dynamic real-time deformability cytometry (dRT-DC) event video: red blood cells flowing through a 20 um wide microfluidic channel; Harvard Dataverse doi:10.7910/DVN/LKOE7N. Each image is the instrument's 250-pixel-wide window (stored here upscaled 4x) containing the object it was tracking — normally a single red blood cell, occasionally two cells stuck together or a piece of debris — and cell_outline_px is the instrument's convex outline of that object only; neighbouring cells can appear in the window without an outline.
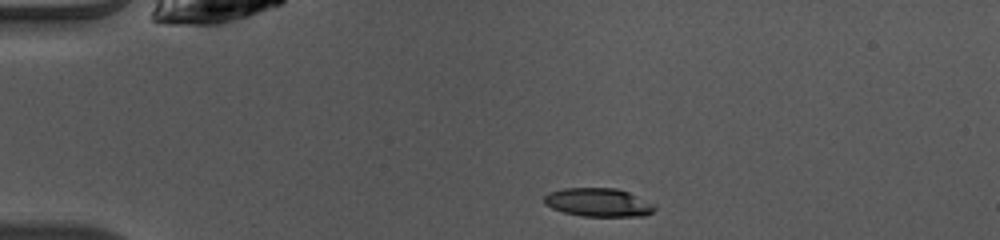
{"species": "common noctule bat (a hibernating species)", "species_latin": "Nyctalus noctula", "temperature_condition": "warm", "stored_images_in_passage": 39, "camera_frame_rate_fps": 3000, "um_per_image_px": 0.085, "animal": {"sex": "female", "body_mass_g": 10.0, "forearm_length_mm": 53.1}, "frame": {"image": 1, "passage_image": 1, "time_ms": 0.0, "image_size_px": [1000, 240], "cell_outline_px": [[656, 208], [652, 212], [644, 216], [580, 216], [564, 212], [552, 208], [544, 204], [544, 196], [548, 192], [564, 188], [616, 188], [628, 192], [656, 204]], "centroid_in_image_um": [50.86, 17.2], "position_along_channel_um": 34.1, "area_um2": 18.44}}
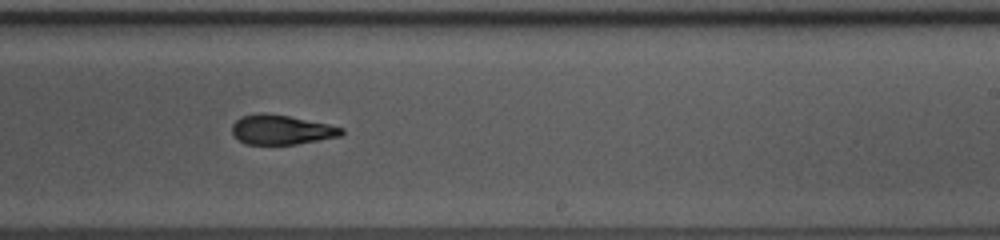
{"frame": {"image": 2, "passage_image": 21, "time_ms": 6.667, "image_size_px": [1000, 240], "cell_outline_px": [[344, 132], [340, 136], [296, 144], [244, 144], [232, 132], [232, 124], [240, 116], [260, 112], [288, 116], [328, 124], [344, 128]], "centroid_in_image_um": [23.9, 11.02], "position_along_channel_um": 265.1, "area_um2": 18.73}}
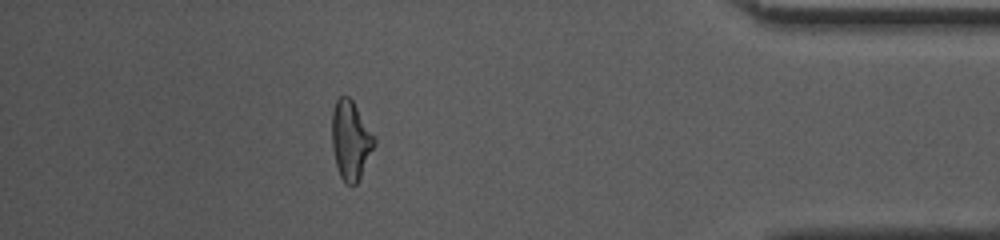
{"frame": {"image": 3, "passage_image": 34, "time_ms": 11.0, "image_size_px": [1000, 240], "cell_outline_px": [[376, 144], [356, 184], [352, 188], [344, 184], [340, 176], [336, 164], [332, 148], [332, 108], [336, 100], [340, 96], [348, 96], [352, 100], [376, 136]], "centroid_in_image_um": [29.81, 11.93], "position_along_channel_um": 405.4, "area_um2": 19.77}, "authors_computed_cell_mechanics": {"area_um2": 19.5364, "velocity_mm_per_s": 4.0928, "shape_relaxation_time_tau1_ms": 3.6712, "shape_relaxation_time_tau2_ms": 5.4465, "deformation_change_tau1": 0.1538, "deformation_change_tau2": 0.1405}}